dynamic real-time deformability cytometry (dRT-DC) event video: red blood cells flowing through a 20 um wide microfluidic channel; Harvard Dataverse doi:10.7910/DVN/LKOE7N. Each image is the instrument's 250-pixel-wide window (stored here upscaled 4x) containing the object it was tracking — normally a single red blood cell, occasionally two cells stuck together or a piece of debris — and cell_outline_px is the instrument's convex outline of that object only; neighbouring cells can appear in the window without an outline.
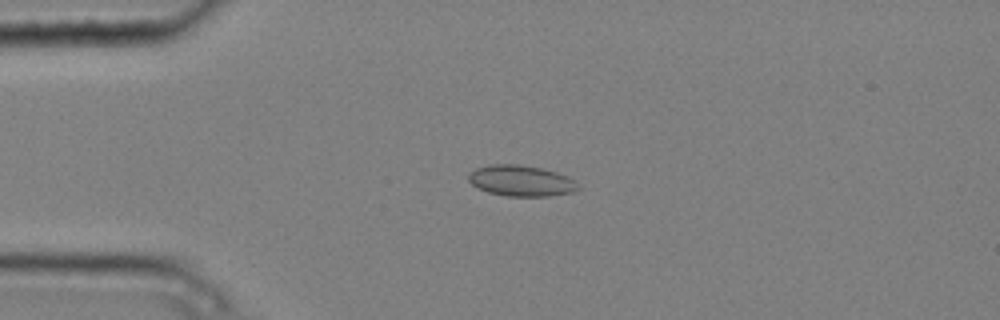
{"species": "common noctule bat (a hibernating species)", "species_latin": "Nyctalus noctula", "temperature_condition": "cold", "stored_images_in_passage": 7, "camera_frame_rate_fps": 3000, "um_per_image_px": 0.085, "animal": {"sex": "male", "body_mass_g": 20.4}, "frame": {"image": 1, "passage_image": 4, "time_ms": 1.0, "image_size_px": [1000, 320], "cell_outline_px": [[580, 188], [572, 192], [548, 196], [504, 196], [488, 192], [472, 184], [468, 180], [468, 172], [476, 168], [488, 164], [520, 164], [540, 168], [556, 172], [568, 176]], "centroid_in_image_um": [44.25, 15.35], "position_along_channel_um": 40.8, "area_um2": 19.71}}
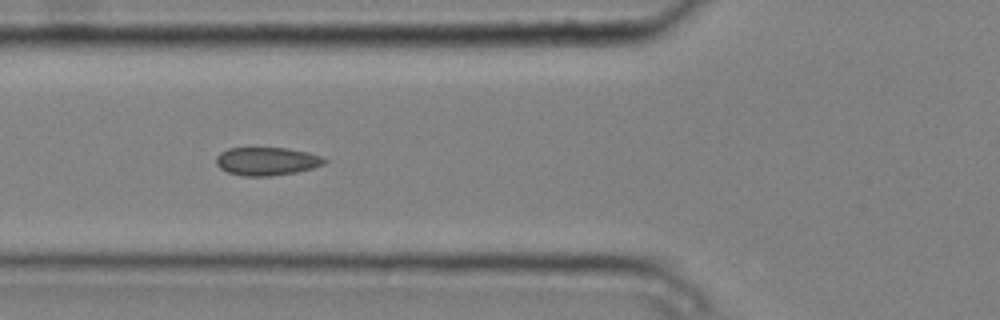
{"frame": {"image": 2, "passage_image": 6, "time_ms": 1.667, "image_size_px": [1000, 320], "cell_outline_px": [[328, 160], [324, 164], [312, 168], [296, 172], [268, 176], [244, 176], [228, 172], [220, 168], [216, 164], [216, 156], [220, 152], [228, 148], [288, 148], [308, 152], [320, 156]], "centroid_in_image_um": [22.66, 13.7], "position_along_channel_um": 103.1, "area_um2": 17.74}}
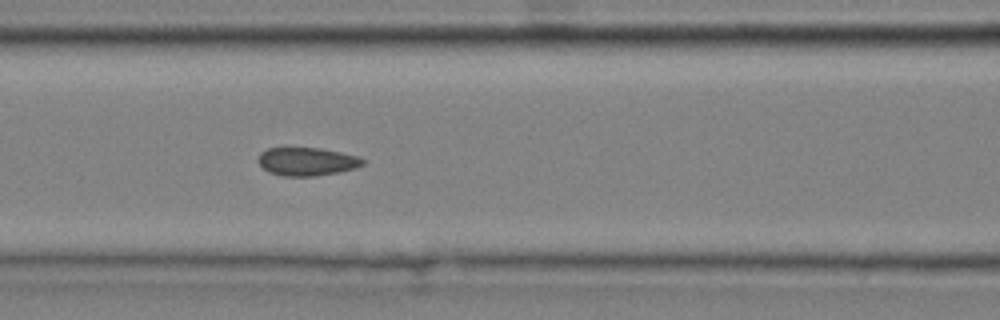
{"frame": {"image": 3, "passage_image": 7, "time_ms": 2.0, "image_size_px": [1000, 320], "cell_outline_px": [[364, 164], [340, 172], [316, 176], [284, 176], [268, 172], [256, 160], [260, 152], [268, 148], [320, 148], [360, 156], [364, 160]], "centroid_in_image_um": [26.07, 13.73], "position_along_channel_um": 140.5, "area_um2": 17.22}}